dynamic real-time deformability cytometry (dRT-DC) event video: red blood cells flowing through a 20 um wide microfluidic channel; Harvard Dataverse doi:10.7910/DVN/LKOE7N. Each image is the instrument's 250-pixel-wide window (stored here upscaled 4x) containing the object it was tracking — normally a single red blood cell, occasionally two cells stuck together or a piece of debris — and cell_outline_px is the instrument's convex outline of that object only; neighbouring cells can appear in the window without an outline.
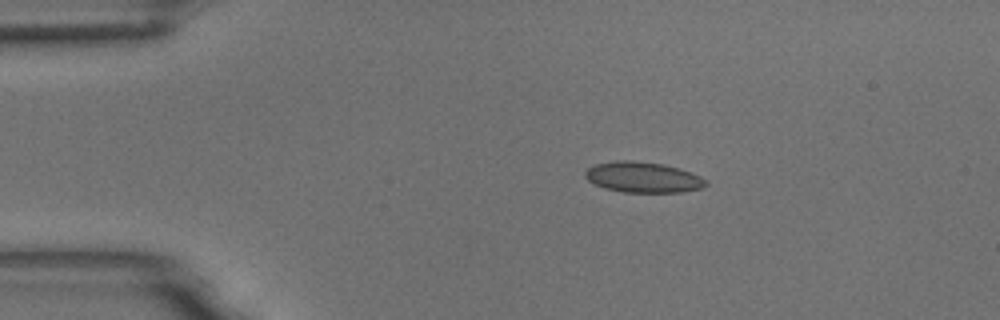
{"species": "common noctule bat (a hibernating species)", "species_latin": "Nyctalus noctula", "temperature_condition": "room temperature", "stored_images_in_passage": 47, "camera_frame_rate_fps": 3000, "um_per_image_px": 0.085, "animal": {"sex": "male", "body_mass_g": 18.8}, "frame": {"image": 1, "passage_image": 1, "time_ms": 0.0, "image_size_px": [1000, 320], "cell_outline_px": [[708, 184], [700, 188], [680, 192], [624, 192], [604, 188], [588, 180], [584, 176], [584, 172], [588, 168], [596, 164], [616, 160], [632, 160], [664, 164], [700, 176], [708, 180]], "centroid_in_image_um": [54.63, 15.06], "position_along_channel_um": 30.4, "area_um2": 21.39}}
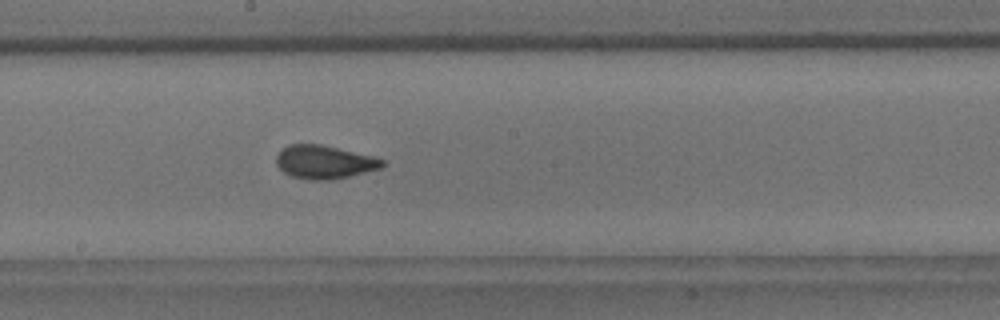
{"frame": {"image": 2, "passage_image": 21, "time_ms": 6.667, "image_size_px": [1000, 320], "cell_outline_px": [[384, 164], [380, 168], [332, 180], [312, 180], [292, 176], [284, 172], [276, 164], [276, 156], [288, 144], [320, 144], [372, 156], [384, 160]], "centroid_in_image_um": [27.54, 13.77], "position_along_channel_um": 220.7, "area_um2": 20.29}}
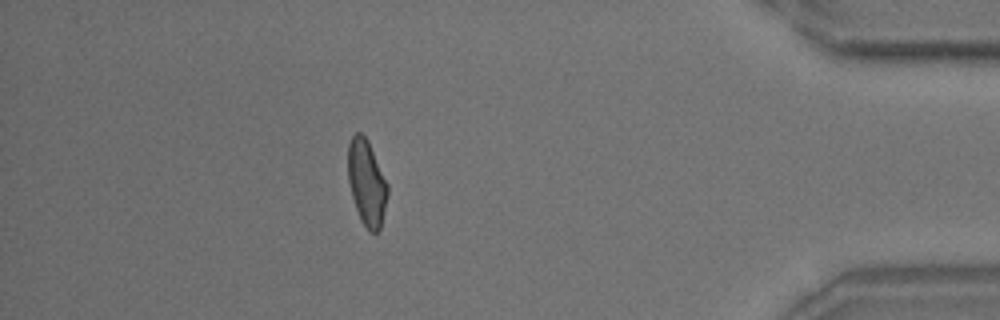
{"frame": {"image": 3, "passage_image": 40, "time_ms": 13.0, "image_size_px": [1000, 320], "cell_outline_px": [[388, 192], [380, 228], [376, 232], [368, 232], [356, 208], [352, 196], [348, 180], [348, 144], [352, 136], [356, 132], [360, 132], [368, 140], [388, 184]], "centroid_in_image_um": [31.16, 15.5], "position_along_channel_um": 404.0, "area_um2": 19.54}, "authors_computed_cell_mechanics": {"area_um2": 20.1722, "velocity_mm_per_s": 3.5985, "shape_relaxation_time_tau1_ms": 4.7405, "shape_relaxation_time_tau2_ms": 1.0253, "deformation_change_tau1": 0.113, "deformation_change_tau2": 0.0658}}